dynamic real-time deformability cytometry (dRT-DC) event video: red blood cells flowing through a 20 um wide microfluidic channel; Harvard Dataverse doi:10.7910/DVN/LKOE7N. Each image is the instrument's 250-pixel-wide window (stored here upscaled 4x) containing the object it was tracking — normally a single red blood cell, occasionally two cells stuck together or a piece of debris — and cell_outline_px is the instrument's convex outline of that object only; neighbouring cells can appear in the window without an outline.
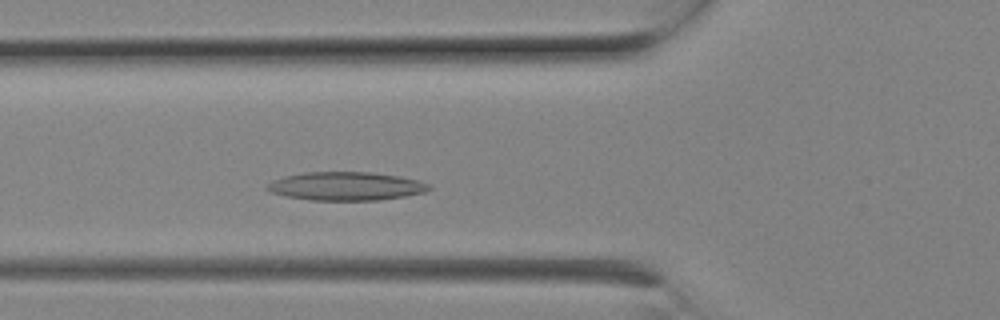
{"species": "Egyptian fruit bat (a non-hibernating species)", "species_latin": "Rousettus aegyptiacus", "temperature_condition": "room temperature", "stored_images_in_passage": 3, "camera_frame_rate_fps": 3000, "um_per_image_px": 0.085, "animal": {"sex": "female"}, "frame": {"image": 1, "passage_image": 3, "time_ms": 0.667, "image_size_px": [1000, 320], "cell_outline_px": [[432, 188], [424, 192], [404, 196], [380, 200], [312, 200], [288, 196], [272, 192], [264, 188], [272, 180], [284, 176], [304, 172], [372, 172], [400, 176], [420, 180], [428, 184]], "centroid_in_image_um": [29.42, 15.81], "position_along_channel_um": 96.4, "area_um2": 26.82}}